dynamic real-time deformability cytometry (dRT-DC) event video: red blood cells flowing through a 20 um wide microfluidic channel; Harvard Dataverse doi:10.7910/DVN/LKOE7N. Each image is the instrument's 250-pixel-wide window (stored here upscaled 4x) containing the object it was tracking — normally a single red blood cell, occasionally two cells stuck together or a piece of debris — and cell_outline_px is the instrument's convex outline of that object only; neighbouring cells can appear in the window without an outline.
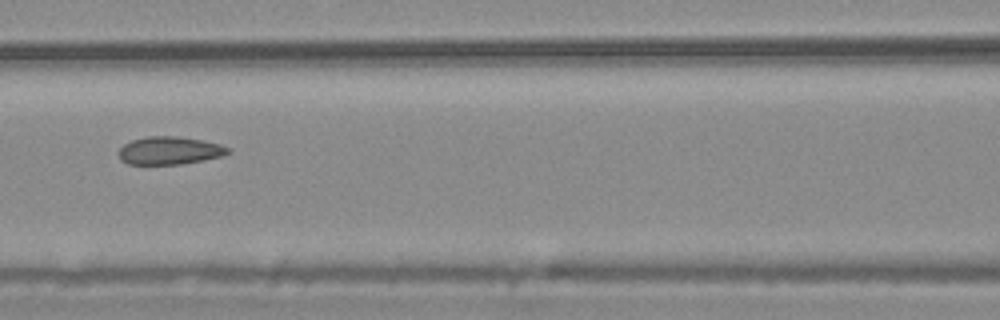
{"species": "common noctule bat (a hibernating species)", "species_latin": "Nyctalus noctula", "temperature_condition": "warm", "stored_images_in_passage": 10, "camera_frame_rate_fps": 3000, "um_per_image_px": 0.085, "animal": {"sex": "male", "body_mass_g": 20.4}, "frame": {"image": 1, "passage_image": 7, "time_ms": 2.0, "image_size_px": [1000, 320], "cell_outline_px": [[232, 152], [224, 156], [204, 160], [180, 164], [128, 164], [120, 160], [120, 148], [124, 144], [132, 140], [148, 136], [180, 136], [220, 144], [232, 148]], "centroid_in_image_um": [14.47, 12.8], "position_along_channel_um": 152.1, "area_um2": 17.86}}
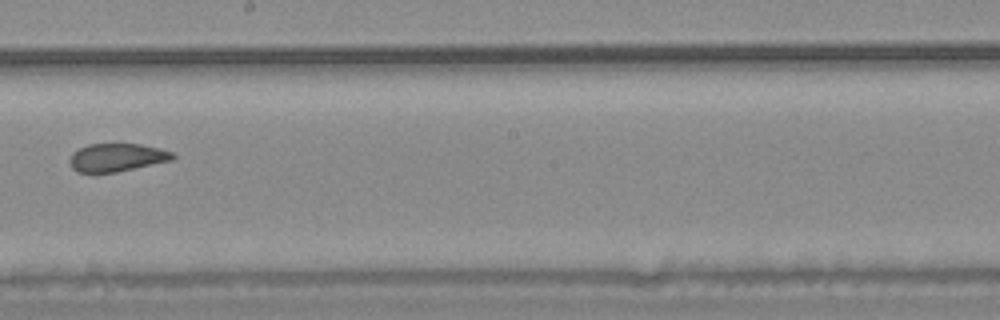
{"frame": {"image": 2, "passage_image": 9, "time_ms": 2.667, "image_size_px": [1000, 320], "cell_outline_px": [[176, 156], [172, 160], [116, 172], [76, 172], [72, 168], [68, 160], [72, 152], [88, 144], [140, 144], [160, 148], [172, 152]], "centroid_in_image_um": [9.91, 13.38], "position_along_channel_um": 238.3, "area_um2": 16.82}}